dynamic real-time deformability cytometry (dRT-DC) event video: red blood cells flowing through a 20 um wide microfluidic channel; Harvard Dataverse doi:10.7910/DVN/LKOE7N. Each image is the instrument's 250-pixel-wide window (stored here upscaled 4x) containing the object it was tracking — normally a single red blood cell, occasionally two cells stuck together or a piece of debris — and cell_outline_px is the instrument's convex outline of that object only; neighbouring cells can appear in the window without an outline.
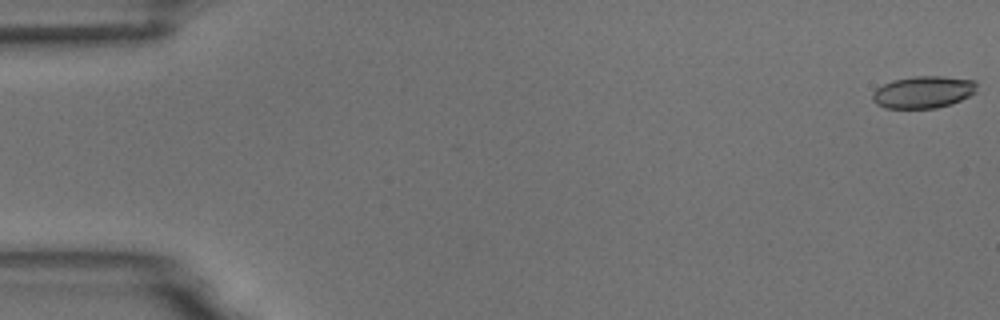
{"species": "common noctule bat (a hibernating species)", "species_latin": "Nyctalus noctula", "temperature_condition": "room temperature", "stored_images_in_passage": 5, "camera_frame_rate_fps": 3000, "um_per_image_px": 0.085, "animal": {"sex": "male", "body_mass_g": 18.8}, "frame": {"image": 1, "passage_image": 1, "time_ms": 0.0, "image_size_px": [1000, 320], "cell_outline_px": [[976, 92], [952, 104], [936, 108], [884, 108], [876, 104], [872, 100], [872, 92], [876, 88], [892, 80], [912, 76], [944, 76], [976, 80]], "centroid_in_image_um": [78.46, 7.82], "position_along_channel_um": 6.5, "area_um2": 19.71}}
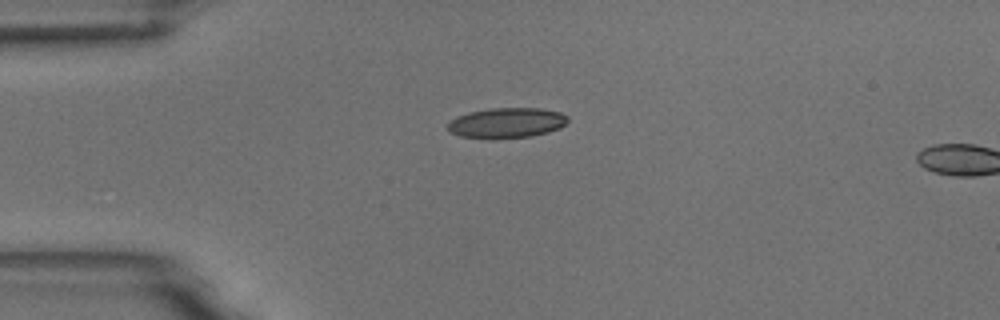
{"frame": {"image": 2, "passage_image": 4, "time_ms": 1.0, "image_size_px": [1000, 320], "cell_outline_px": [[568, 120], [560, 128], [548, 132], [532, 136], [460, 136], [448, 132], [448, 124], [456, 116], [468, 112], [492, 108], [540, 108], [560, 112], [568, 116]], "centroid_in_image_um": [43.1, 10.4], "position_along_channel_um": 41.9, "area_um2": 20.46}}